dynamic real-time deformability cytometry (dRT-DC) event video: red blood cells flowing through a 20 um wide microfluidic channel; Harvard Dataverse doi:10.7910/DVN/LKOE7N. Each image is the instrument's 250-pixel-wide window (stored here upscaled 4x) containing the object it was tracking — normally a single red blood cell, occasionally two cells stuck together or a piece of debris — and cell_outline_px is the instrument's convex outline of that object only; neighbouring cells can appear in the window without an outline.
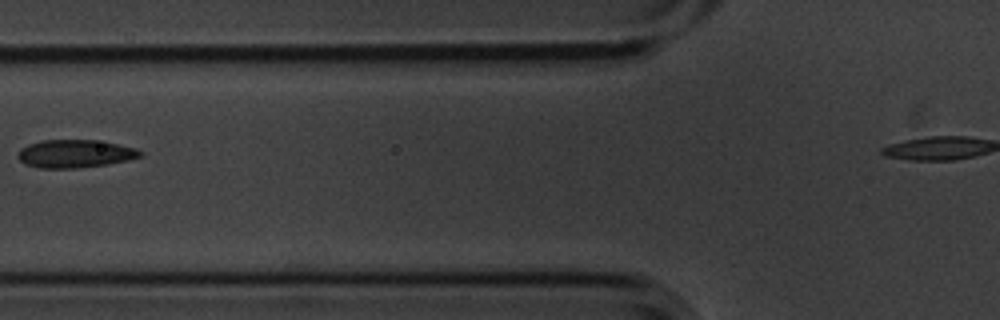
{"species": "common noctule bat (a hibernating species)", "species_latin": "Nyctalus noctula", "temperature_condition": "cold", "stored_images_in_passage": 5, "camera_frame_rate_fps": 3000, "um_per_image_px": 0.085, "animal": {"sex": "male", "body_mass_g": 20.1, "forearm_length_mm": 53.5}, "frame": {"image": 1, "passage_image": 4, "time_ms": 1.0, "image_size_px": [1000, 320], "cell_outline_px": [[144, 156], [128, 160], [108, 164], [76, 168], [40, 168], [24, 164], [16, 156], [16, 152], [20, 148], [28, 144], [44, 140], [92, 140], [116, 144], [136, 148], [144, 152]], "centroid_in_image_um": [6.36, 13.07], "position_along_channel_um": 119.4, "area_um2": 20.06}}
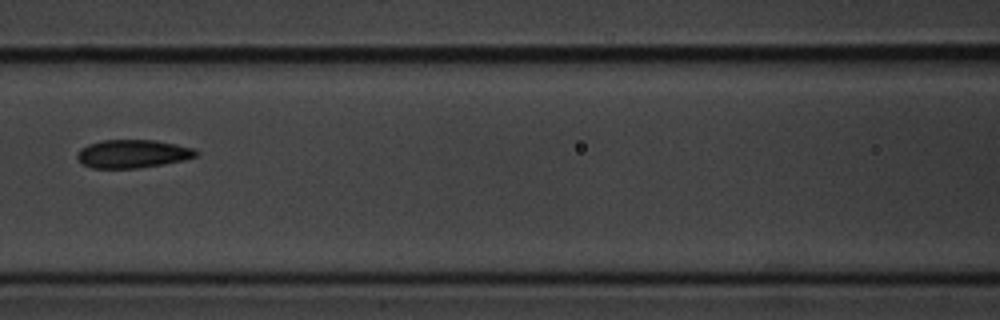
{"frame": {"image": 2, "passage_image": 5, "time_ms": 1.333, "image_size_px": [1000, 320], "cell_outline_px": [[200, 152], [196, 156], [184, 160], [164, 164], [136, 168], [92, 168], [84, 164], [76, 156], [76, 152], [80, 148], [88, 144], [104, 140], [156, 140], [176, 144], [192, 148]], "centroid_in_image_um": [11.28, 13.07], "position_along_channel_um": 155.3, "area_um2": 19.54}}